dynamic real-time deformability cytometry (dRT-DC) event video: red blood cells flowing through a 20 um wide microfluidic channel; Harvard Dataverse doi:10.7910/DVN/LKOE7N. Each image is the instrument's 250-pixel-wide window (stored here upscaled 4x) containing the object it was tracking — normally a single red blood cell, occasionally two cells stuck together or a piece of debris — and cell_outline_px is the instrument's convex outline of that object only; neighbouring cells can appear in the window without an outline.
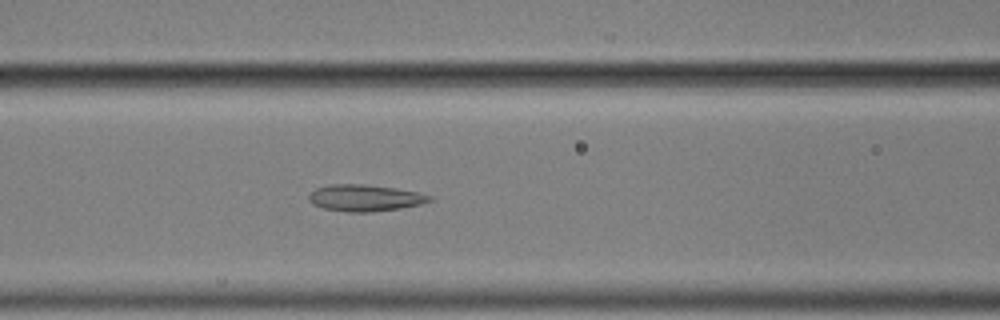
{"species": "common noctule bat (a hibernating species)", "species_latin": "Nyctalus noctula", "temperature_condition": "cold", "stored_images_in_passage": 43, "camera_frame_rate_fps": 3000, "um_per_image_px": 0.085, "animal": {"sex": "male", "body_mass_g": 17.9}, "frame": {"image": 1, "passage_image": 10, "time_ms": 3.0, "image_size_px": [1000, 320], "cell_outline_px": [[436, 200], [420, 204], [400, 208], [372, 212], [348, 212], [324, 208], [312, 204], [308, 200], [308, 196], [316, 188], [332, 184], [364, 184], [396, 188], [416, 192], [432, 196]], "centroid_in_image_um": [31.03, 16.82], "position_along_channel_um": 135.6, "area_um2": 18.73}}
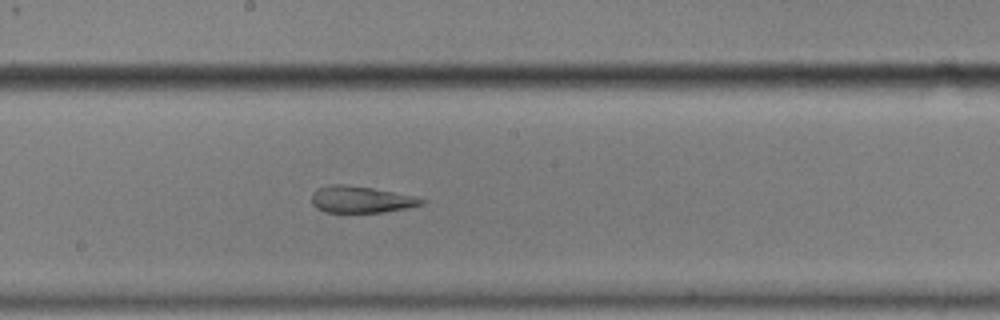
{"frame": {"image": 2, "passage_image": 17, "time_ms": 5.333, "image_size_px": [1000, 320], "cell_outline_px": [[428, 200], [424, 204], [408, 208], [384, 212], [324, 212], [316, 208], [312, 204], [312, 192], [316, 188], [332, 184], [344, 184], [372, 188], [416, 196]], "centroid_in_image_um": [30.7, 16.95], "position_along_channel_um": 217.5, "area_um2": 17.28}}
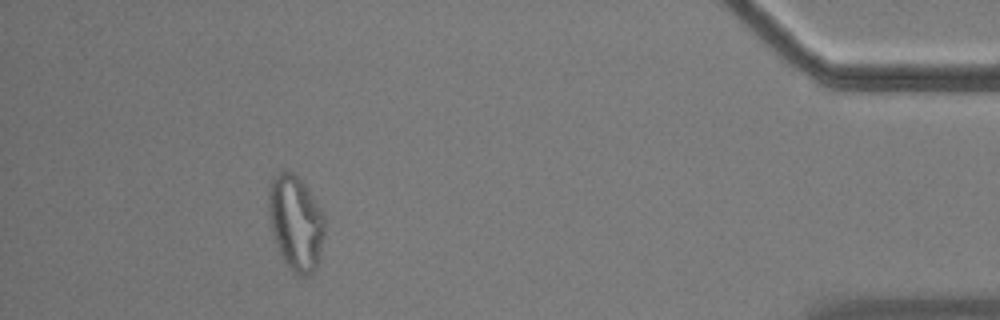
{"frame": {"image": 3, "passage_image": 38, "time_ms": 12.333, "image_size_px": [1000, 320], "cell_outline_px": [[324, 236], [316, 268], [312, 272], [304, 276], [300, 276], [284, 260], [276, 244], [272, 232], [268, 212], [268, 184], [272, 176], [280, 172], [292, 172], [308, 188], [324, 212]], "centroid_in_image_um": [25.13, 18.88], "position_along_channel_um": 410.1, "area_um2": 30.92}, "authors_computed_cell_mechanics": {"area_um2": 19.4786, "velocity_mm_per_s": 3.5076, "shape_relaxation_time_tau1_ms": null, "shape_relaxation_time_tau2_ms": 1.3856, "deformation_change_tau1": null, "deformation_change_tau2": 0.0728}}